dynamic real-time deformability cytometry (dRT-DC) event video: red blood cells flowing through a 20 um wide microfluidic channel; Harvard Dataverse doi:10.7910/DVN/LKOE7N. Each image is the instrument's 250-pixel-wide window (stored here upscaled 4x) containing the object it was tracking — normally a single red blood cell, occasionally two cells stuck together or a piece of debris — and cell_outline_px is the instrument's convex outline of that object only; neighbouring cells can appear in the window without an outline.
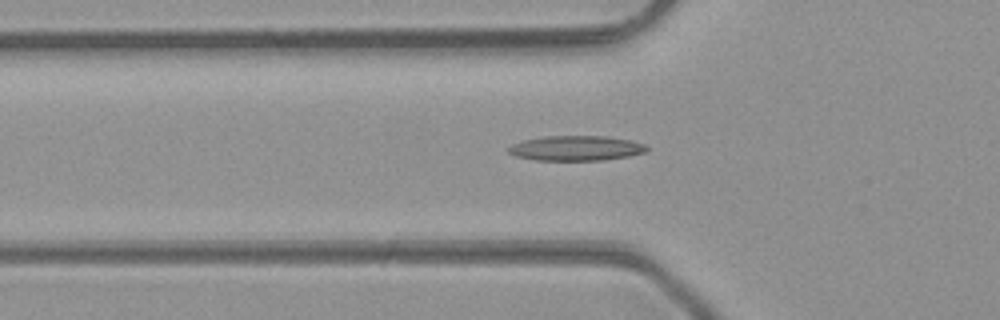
{"species": "common noctule bat (a hibernating species)", "species_latin": "Nyctalus noctula", "temperature_condition": "room temperature", "stored_images_in_passage": 43, "camera_frame_rate_fps": 3000, "um_per_image_px": 0.085, "animal": {"sex": "male", "body_mass_g": 23.1, "forearm_length_mm": 52.7}, "frame": {"image": 1, "passage_image": 17, "time_ms": 5.333, "image_size_px": [1000, 320], "cell_outline_px": [[648, 152], [628, 156], [604, 160], [532, 160], [516, 156], [508, 152], [508, 148], [512, 144], [524, 140], [544, 136], [608, 136], [628, 140], [644, 144], [648, 148]], "centroid_in_image_um": [48.96, 12.6], "position_along_channel_um": 76.8, "area_um2": 20.11}}
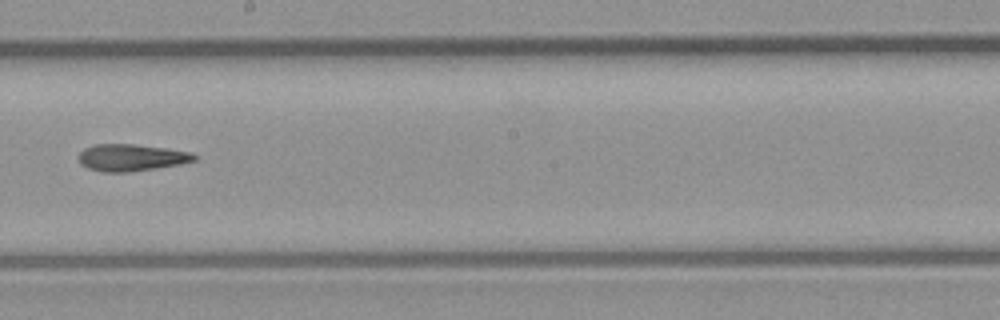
{"frame": {"image": 2, "passage_image": 28, "time_ms": 9.0, "image_size_px": [1000, 320], "cell_outline_px": [[196, 160], [180, 164], [156, 168], [128, 172], [100, 172], [88, 168], [80, 164], [80, 152], [84, 148], [96, 144], [132, 144], [164, 148], [192, 152], [196, 156]], "centroid_in_image_um": [11.15, 13.4], "position_along_channel_um": 237.0, "area_um2": 18.03}}
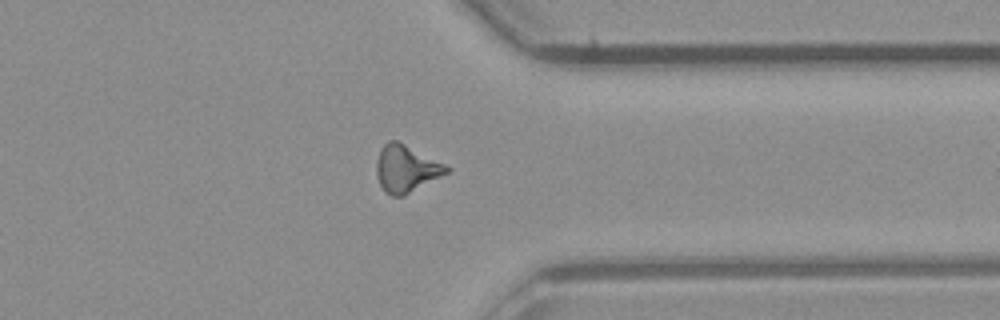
{"frame": {"image": 3, "passage_image": 38, "time_ms": 12.333, "image_size_px": [1000, 320], "cell_outline_px": [[452, 168], [448, 172], [404, 196], [392, 196], [384, 192], [380, 184], [376, 172], [376, 160], [380, 148], [388, 140], [396, 140], [448, 164]], "centroid_in_image_um": [34.53, 14.32], "position_along_channel_um": 376.9, "area_um2": 19.42}}